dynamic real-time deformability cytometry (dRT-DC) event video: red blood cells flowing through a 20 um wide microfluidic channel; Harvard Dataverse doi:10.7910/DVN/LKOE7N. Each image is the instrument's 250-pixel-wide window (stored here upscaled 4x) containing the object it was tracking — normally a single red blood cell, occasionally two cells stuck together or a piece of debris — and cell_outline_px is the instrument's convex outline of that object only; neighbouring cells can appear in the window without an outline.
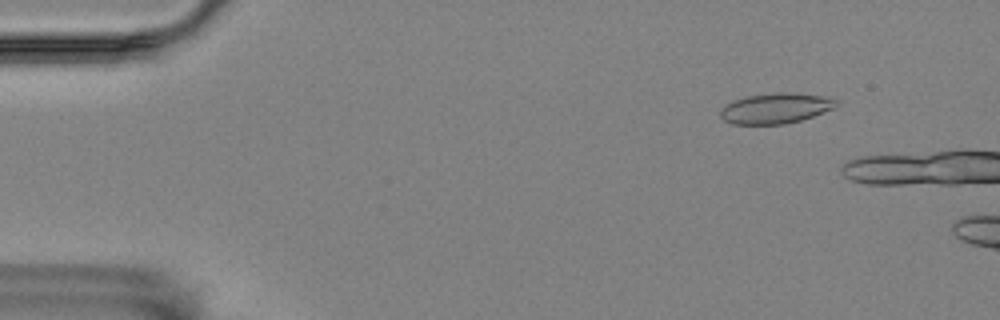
{"species": "Egyptian fruit bat (a non-hibernating species)", "species_latin": "Rousettus aegyptiacus", "temperature_condition": "room temperature", "stored_images_in_passage": 6, "camera_frame_rate_fps": 3000, "um_per_image_px": 0.085, "animal": {"sex": "female"}, "frame": {"image": 1, "passage_image": 1, "time_ms": 0.0, "image_size_px": [1000, 320], "cell_outline_px": [[840, 104], [832, 108], [812, 116], [800, 120], [784, 124], [732, 124], [724, 120], [720, 116], [720, 112], [724, 104], [748, 96], [776, 92], [780, 92], [820, 96], [836, 100]], "centroid_in_image_um": [65.88, 9.21], "position_along_channel_um": 19.1, "area_um2": 20.11}}